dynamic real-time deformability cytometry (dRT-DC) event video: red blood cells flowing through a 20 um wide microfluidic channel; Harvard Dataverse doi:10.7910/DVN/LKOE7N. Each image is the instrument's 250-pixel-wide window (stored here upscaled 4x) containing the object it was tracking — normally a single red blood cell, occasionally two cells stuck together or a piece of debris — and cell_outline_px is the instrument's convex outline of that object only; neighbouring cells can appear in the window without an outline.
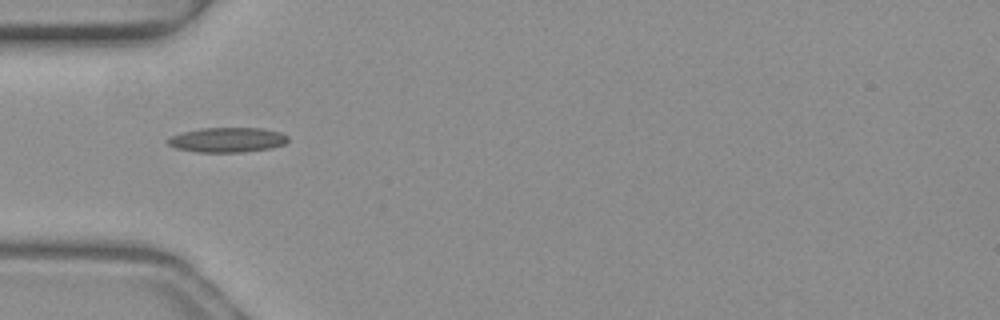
{"species": "common noctule bat (a hibernating species)", "species_latin": "Nyctalus noctula", "temperature_condition": "warm", "stored_images_in_passage": 32, "camera_frame_rate_fps": 3000, "um_per_image_px": 0.085, "animal": {"sex": "female", "body_mass_g": 19.3, "forearm_length_mm": 54.1}, "frame": {"image": 1, "passage_image": 1, "time_ms": 0.0, "image_size_px": [1000, 320], "cell_outline_px": [[288, 140], [284, 144], [272, 148], [240, 152], [196, 152], [176, 148], [168, 144], [168, 140], [172, 136], [184, 132], [200, 128], [260, 128], [280, 132], [288, 136]], "centroid_in_image_um": [19.35, 11.89], "position_along_channel_um": 65.7, "area_um2": 17.22}}
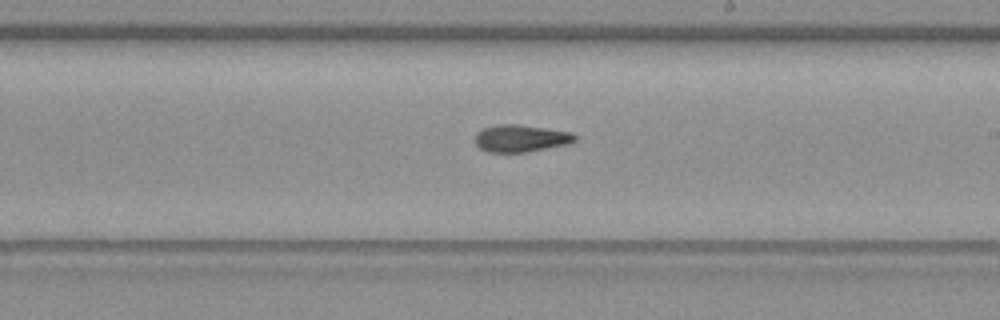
{"frame": {"image": 2, "passage_image": 14, "time_ms": 4.333, "image_size_px": [1000, 320], "cell_outline_px": [[576, 140], [568, 144], [528, 152], [488, 152], [480, 148], [476, 144], [476, 132], [484, 128], [500, 124], [516, 124], [572, 132], [576, 136]], "centroid_in_image_um": [44.28, 11.76], "position_along_channel_um": 244.7, "area_um2": 15.72}}
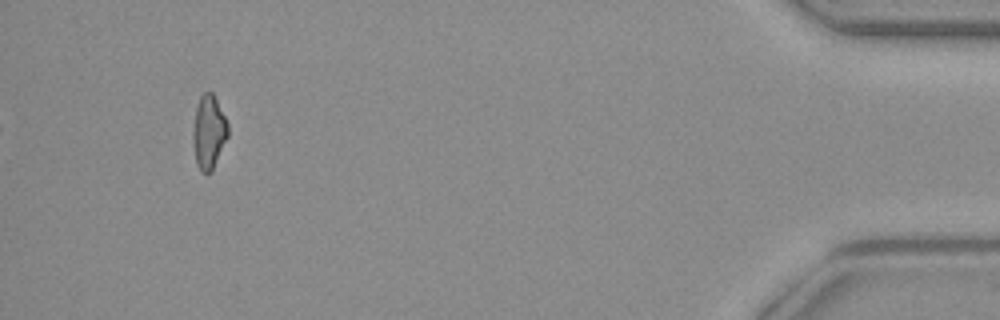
{"frame": {"image": 3, "passage_image": 32, "time_ms": 10.333, "image_size_px": [1000, 320], "cell_outline_px": [[228, 136], [212, 172], [208, 176], [200, 172], [196, 164], [192, 144], [192, 132], [196, 108], [200, 96], [204, 92], [212, 92], [228, 124]], "centroid_in_image_um": [17.72, 11.31], "position_along_channel_um": 417.5, "area_um2": 15.26}, "authors_computed_cell_mechanics": {"area_um2": 15.5193, "velocity_mm_per_s": 4.134, "shape_relaxation_time_tau1_ms": null, "shape_relaxation_time_tau2_ms": 8.428, "deformation_change_tau1": null, "deformation_change_tau2": 0.1938}}